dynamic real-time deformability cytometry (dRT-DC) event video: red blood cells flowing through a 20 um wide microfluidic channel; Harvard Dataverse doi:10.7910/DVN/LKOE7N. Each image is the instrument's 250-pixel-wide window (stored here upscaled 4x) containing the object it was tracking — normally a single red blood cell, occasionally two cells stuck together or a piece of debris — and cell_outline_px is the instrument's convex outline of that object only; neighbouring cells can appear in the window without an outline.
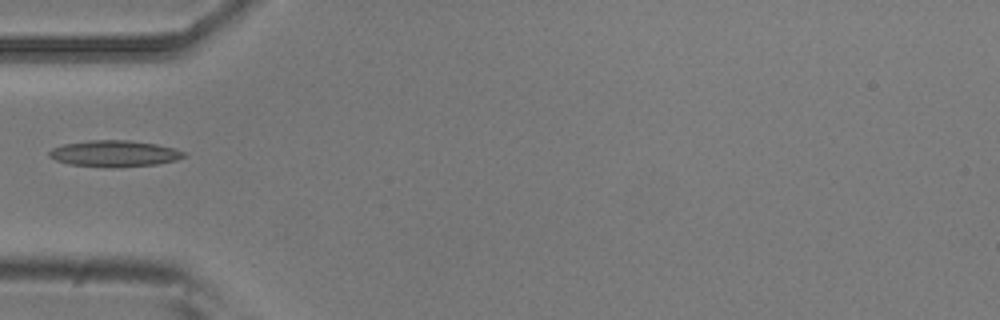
{"species": "common noctule bat (a hibernating species)", "species_latin": "Nyctalus noctula", "temperature_condition": "room temperature", "stored_images_in_passage": 5, "camera_frame_rate_fps": 3000, "um_per_image_px": 0.085, "animal": {"sex": "male", "body_mass_g": 20.5, "forearm_length_mm": 52.5}, "frame": {"image": 1, "passage_image": 5, "time_ms": 1.333, "image_size_px": [1000, 320], "cell_outline_px": [[188, 156], [176, 160], [156, 164], [68, 164], [56, 160], [48, 156], [48, 152], [52, 148], [64, 144], [88, 140], [128, 140], [156, 144], [176, 148], [184, 152]], "centroid_in_image_um": [9.74, 12.99], "position_along_channel_um": 75.3, "area_um2": 19.54}}